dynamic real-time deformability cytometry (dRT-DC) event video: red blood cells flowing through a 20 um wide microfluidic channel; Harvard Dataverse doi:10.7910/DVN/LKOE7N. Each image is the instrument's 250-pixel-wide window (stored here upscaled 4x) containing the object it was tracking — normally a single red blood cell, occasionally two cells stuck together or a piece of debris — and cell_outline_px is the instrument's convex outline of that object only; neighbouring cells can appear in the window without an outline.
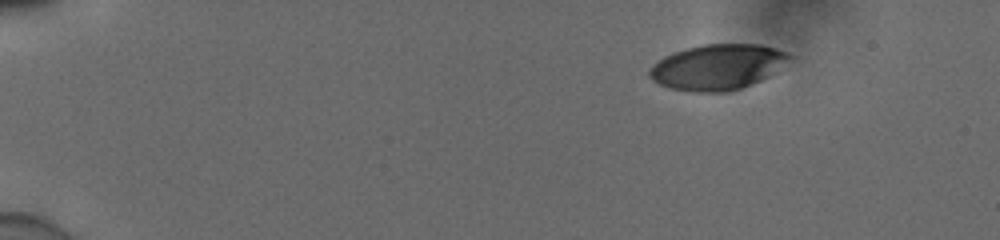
{"species": "human", "species_latin": "Homo sapiens", "temperature_condition": "cold", "stored_images_in_passage": 8, "camera_frame_rate_fps": 3000, "um_per_image_px": 0.085, "donor": {"sex": "male"}, "frame": {"image": 1, "passage_image": 1, "time_ms": 0.0, "image_size_px": [1000, 240], "cell_outline_px": [[792, 56], [768, 76], [760, 80], [740, 88], [728, 92], [692, 92], [668, 88], [652, 80], [648, 76], [648, 72], [664, 56], [688, 48], [704, 44], [760, 44], [776, 48]], "centroid_in_image_um": [60.96, 5.7], "position_along_channel_um": 24.0, "area_um2": 36.53}}
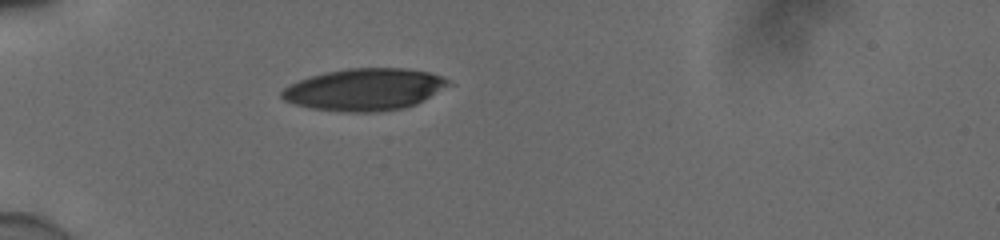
{"frame": {"image": 2, "passage_image": 5, "time_ms": 1.333, "image_size_px": [1000, 240], "cell_outline_px": [[452, 84], [424, 100], [416, 104], [404, 108], [376, 112], [340, 112], [312, 108], [296, 104], [284, 100], [280, 96], [280, 92], [288, 84], [324, 72], [348, 68], [404, 68], [428, 72], [440, 76], [448, 80]], "centroid_in_image_um": [30.98, 7.61], "position_along_channel_um": 54.0, "area_um2": 40.81}}
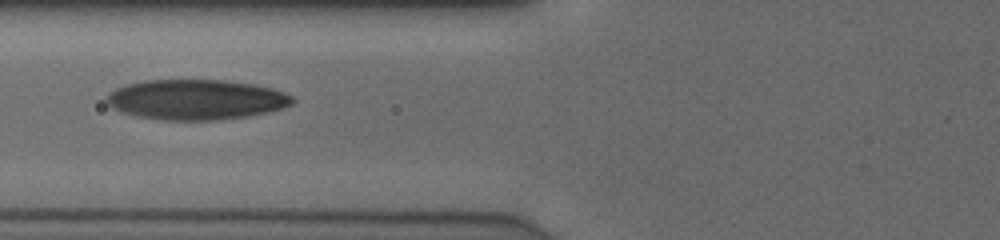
{"frame": {"image": 3, "passage_image": 7, "time_ms": 2.0, "image_size_px": [1000, 240], "cell_outline_px": [[296, 100], [292, 104], [268, 112], [248, 116], [220, 120], [164, 120], [140, 116], [120, 112], [112, 108], [104, 100], [104, 96], [108, 92], [124, 84], [144, 80], [224, 80], [252, 84], [272, 88], [284, 92], [292, 96]], "centroid_in_image_um": [16.62, 8.46], "position_along_channel_um": 109.2, "area_um2": 43.81}}